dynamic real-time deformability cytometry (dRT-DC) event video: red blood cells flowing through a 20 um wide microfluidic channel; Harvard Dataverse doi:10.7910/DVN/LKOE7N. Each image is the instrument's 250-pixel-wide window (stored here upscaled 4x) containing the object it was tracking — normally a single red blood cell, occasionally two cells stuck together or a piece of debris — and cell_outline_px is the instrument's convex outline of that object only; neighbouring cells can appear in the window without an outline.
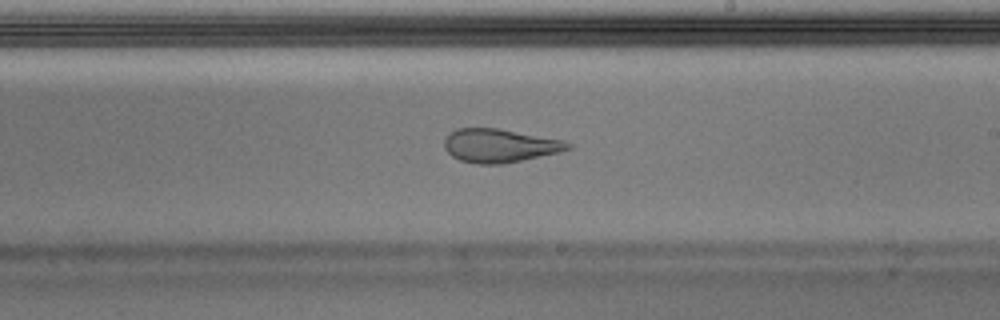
{"species": "Egyptian fruit bat (a non-hibernating species)", "species_latin": "Rousettus aegyptiacus", "temperature_condition": "warm", "stored_images_in_passage": 48, "camera_frame_rate_fps": 3000, "um_per_image_px": 0.085, "animal": {"sex": "male"}, "frame": {"image": 1, "passage_image": 28, "time_ms": 9.0, "image_size_px": [1000, 320], "cell_outline_px": [[572, 148], [560, 152], [504, 164], [476, 164], [460, 160], [452, 156], [444, 148], [444, 140], [456, 128], [496, 128], [560, 140], [572, 144]], "centroid_in_image_um": [42.45, 12.39], "position_along_channel_um": 246.6, "area_um2": 23.87}}